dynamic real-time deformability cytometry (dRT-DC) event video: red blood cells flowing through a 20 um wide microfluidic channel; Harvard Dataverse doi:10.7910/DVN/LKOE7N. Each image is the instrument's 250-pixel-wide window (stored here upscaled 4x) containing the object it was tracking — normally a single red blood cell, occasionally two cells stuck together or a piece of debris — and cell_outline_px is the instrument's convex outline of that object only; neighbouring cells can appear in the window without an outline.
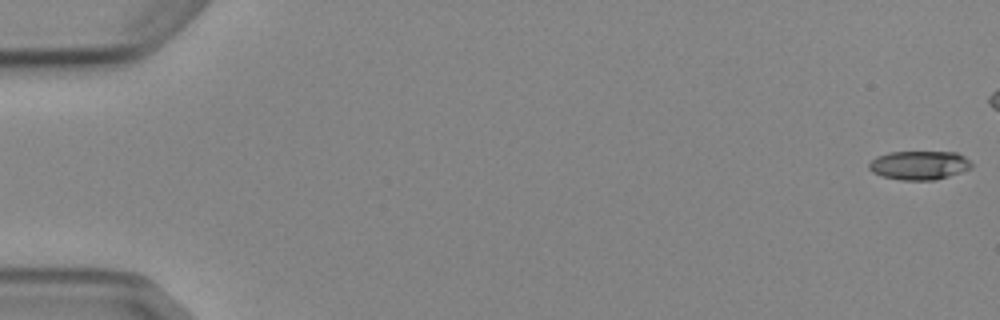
{"species": "Egyptian fruit bat (a non-hibernating species)", "species_latin": "Rousettus aegyptiacus", "temperature_condition": "cold", "stored_images_in_passage": 6, "camera_frame_rate_fps": 3000, "um_per_image_px": 0.085, "animal": {"sex": "female"}, "frame": {"image": 1, "passage_image": 1, "time_ms": 0.0, "image_size_px": [1000, 320], "cell_outline_px": [[972, 168], [936, 180], [900, 180], [884, 176], [872, 172], [868, 168], [868, 164], [876, 156], [888, 152], [956, 152], [964, 156], [972, 164]], "centroid_in_image_um": [78.12, 14.04], "position_along_channel_um": 6.9, "area_um2": 17.22}}
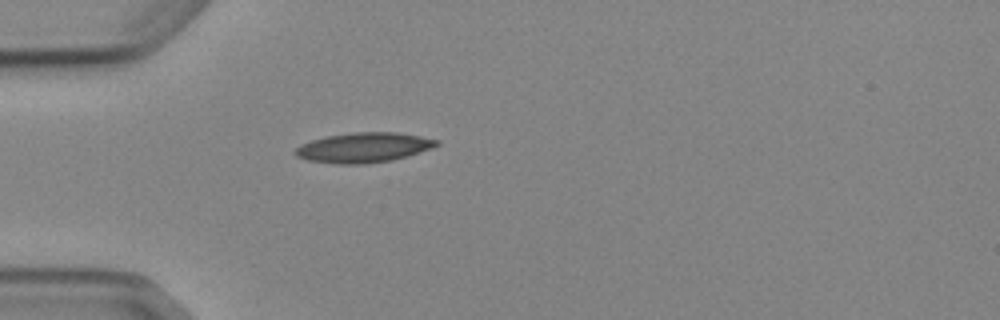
{"frame": {"image": 2, "passage_image": 6, "time_ms": 7.0, "image_size_px": [1000, 320], "cell_outline_px": [[440, 144], [432, 148], [392, 160], [364, 164], [336, 164], [308, 160], [296, 156], [292, 152], [296, 148], [312, 140], [328, 136], [352, 132], [396, 132], [420, 136], [440, 140]], "centroid_in_image_um": [30.92, 12.54], "position_along_channel_um": 54.1, "area_um2": 24.51}}